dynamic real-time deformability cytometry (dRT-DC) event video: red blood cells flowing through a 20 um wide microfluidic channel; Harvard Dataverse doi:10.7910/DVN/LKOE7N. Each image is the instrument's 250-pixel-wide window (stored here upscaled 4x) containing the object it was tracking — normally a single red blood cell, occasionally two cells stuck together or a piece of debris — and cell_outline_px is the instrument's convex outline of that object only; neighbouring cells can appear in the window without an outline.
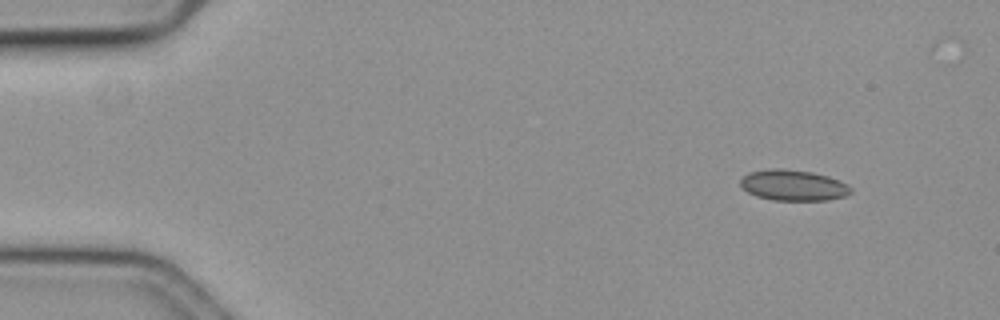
{"species": "common noctule bat (a hibernating species)", "species_latin": "Nyctalus noctula", "temperature_condition": "cold", "stored_images_in_passage": 46, "camera_frame_rate_fps": 3000, "um_per_image_px": 0.085, "animal": {"sex": "female", "body_mass_g": 19.3, "forearm_length_mm": 54.1}, "frame": {"image": 1, "passage_image": 1, "time_ms": 0.0, "image_size_px": [1000, 320], "cell_outline_px": [[852, 192], [844, 196], [828, 200], [772, 200], [756, 196], [748, 192], [740, 184], [740, 180], [744, 176], [752, 172], [772, 168], [776, 168], [812, 172], [828, 176], [848, 184], [852, 188]], "centroid_in_image_um": [67.46, 15.75], "position_along_channel_um": 17.5, "area_um2": 19.65}}
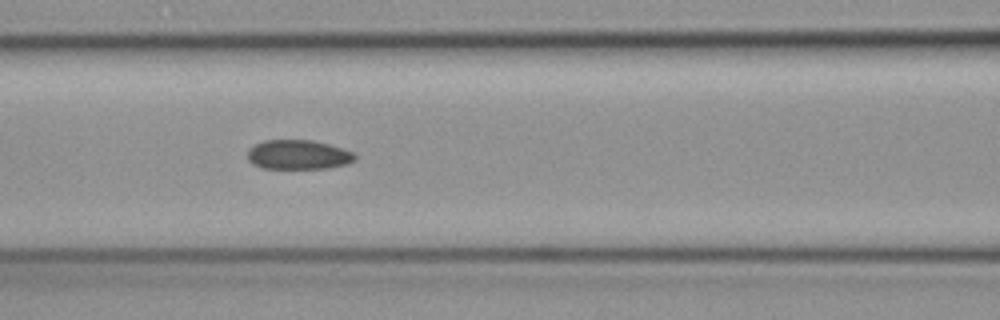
{"frame": {"image": 2, "passage_image": 20, "time_ms": 6.333, "image_size_px": [1000, 320], "cell_outline_px": [[356, 160], [348, 164], [328, 168], [260, 168], [252, 164], [248, 160], [248, 148], [264, 140], [312, 140], [328, 144], [352, 152], [356, 156]], "centroid_in_image_um": [25.33, 13.15], "position_along_channel_um": 141.3, "area_um2": 18.44}}
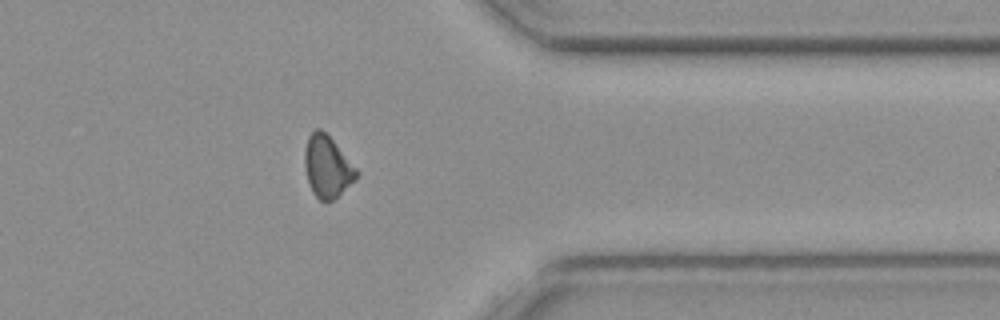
{"frame": {"image": 3, "passage_image": 41, "time_ms": 13.333, "image_size_px": [1000, 320], "cell_outline_px": [[360, 172], [356, 180], [332, 200], [324, 204], [312, 192], [308, 184], [304, 164], [304, 152], [308, 136], [316, 128], [320, 128], [332, 140]], "centroid_in_image_um": [27.81, 14.2], "position_along_channel_um": 383.6, "area_um2": 18.67}}